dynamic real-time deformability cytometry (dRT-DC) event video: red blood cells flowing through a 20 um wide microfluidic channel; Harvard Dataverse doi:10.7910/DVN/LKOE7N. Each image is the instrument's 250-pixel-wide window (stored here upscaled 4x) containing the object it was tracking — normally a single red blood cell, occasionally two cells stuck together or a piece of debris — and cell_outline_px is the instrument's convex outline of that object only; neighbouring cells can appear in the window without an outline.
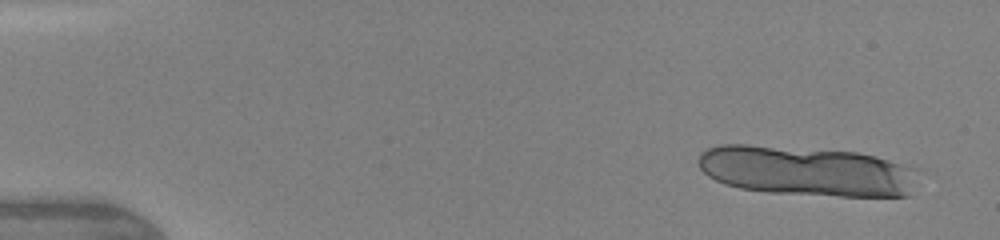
{"species": "human", "species_latin": "Homo sapiens", "temperature_condition": "warm", "stored_images_in_passage": 12, "camera_frame_rate_fps": 3000, "um_per_image_px": 0.085, "donor": {"sex": "female"}, "frame": {"image": 1, "passage_image": 1, "time_ms": 0.0, "image_size_px": [1000, 240], "cell_outline_px": [[908, 196], [840, 196], [768, 192], [740, 188], [724, 184], [708, 176], [700, 168], [700, 152], [708, 148], [720, 144], [748, 144], [856, 152], [888, 160], [896, 164], [900, 168]], "centroid_in_image_um": [68.2, 14.52], "position_along_channel_um": 16.8, "area_um2": 61.21}}
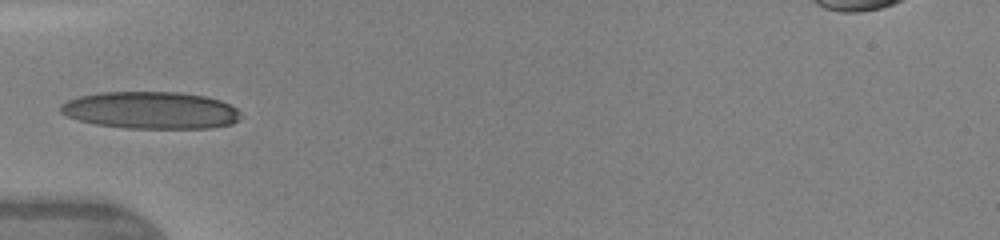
{"frame": {"image": 2, "passage_image": 6, "time_ms": 4.667, "image_size_px": [1000, 240], "cell_outline_px": [[240, 120], [232, 124], [212, 128], [124, 128], [96, 124], [80, 120], [68, 116], [60, 112], [60, 104], [68, 100], [80, 96], [100, 92], [180, 92], [204, 96], [220, 100], [236, 108], [240, 112]], "centroid_in_image_um": [12.84, 9.37], "position_along_channel_um": 72.2, "area_um2": 39.07}}